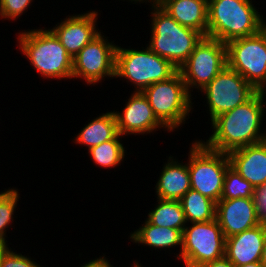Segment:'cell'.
Listing matches in <instances>:
<instances>
[{"instance_id": "cell-1", "label": "cell", "mask_w": 266, "mask_h": 267, "mask_svg": "<svg viewBox=\"0 0 266 267\" xmlns=\"http://www.w3.org/2000/svg\"><path fill=\"white\" fill-rule=\"evenodd\" d=\"M264 116L266 99L262 91H257L247 102L215 117L209 123L212 134L200 141L207 148L226 154L260 143L266 140Z\"/></svg>"}, {"instance_id": "cell-2", "label": "cell", "mask_w": 266, "mask_h": 267, "mask_svg": "<svg viewBox=\"0 0 266 267\" xmlns=\"http://www.w3.org/2000/svg\"><path fill=\"white\" fill-rule=\"evenodd\" d=\"M120 1V0H119ZM132 4L149 3L150 33L146 44L154 53L170 61L177 69L189 58L203 35L192 28L179 24L154 0H122Z\"/></svg>"}, {"instance_id": "cell-3", "label": "cell", "mask_w": 266, "mask_h": 267, "mask_svg": "<svg viewBox=\"0 0 266 267\" xmlns=\"http://www.w3.org/2000/svg\"><path fill=\"white\" fill-rule=\"evenodd\" d=\"M17 33L18 49L40 77L47 80L72 79L73 59L49 28L25 29Z\"/></svg>"}, {"instance_id": "cell-4", "label": "cell", "mask_w": 266, "mask_h": 267, "mask_svg": "<svg viewBox=\"0 0 266 267\" xmlns=\"http://www.w3.org/2000/svg\"><path fill=\"white\" fill-rule=\"evenodd\" d=\"M253 2L256 1L208 0L207 37L227 43L259 33L264 28V16Z\"/></svg>"}, {"instance_id": "cell-5", "label": "cell", "mask_w": 266, "mask_h": 267, "mask_svg": "<svg viewBox=\"0 0 266 267\" xmlns=\"http://www.w3.org/2000/svg\"><path fill=\"white\" fill-rule=\"evenodd\" d=\"M142 48V50H141ZM124 48L117 44L115 78L134 86L133 92H142L151 84L173 76L178 69L149 47Z\"/></svg>"}, {"instance_id": "cell-6", "label": "cell", "mask_w": 266, "mask_h": 267, "mask_svg": "<svg viewBox=\"0 0 266 267\" xmlns=\"http://www.w3.org/2000/svg\"><path fill=\"white\" fill-rule=\"evenodd\" d=\"M142 93L154 115L170 132L181 130L194 111L193 97L179 71L167 80L151 84Z\"/></svg>"}, {"instance_id": "cell-7", "label": "cell", "mask_w": 266, "mask_h": 267, "mask_svg": "<svg viewBox=\"0 0 266 267\" xmlns=\"http://www.w3.org/2000/svg\"><path fill=\"white\" fill-rule=\"evenodd\" d=\"M188 152L191 189L216 203L221 199L224 176L230 166L226 153L207 148L200 139L192 141Z\"/></svg>"}, {"instance_id": "cell-8", "label": "cell", "mask_w": 266, "mask_h": 267, "mask_svg": "<svg viewBox=\"0 0 266 267\" xmlns=\"http://www.w3.org/2000/svg\"><path fill=\"white\" fill-rule=\"evenodd\" d=\"M227 66L237 71L257 91L266 89V17L264 28L249 37L226 43Z\"/></svg>"}, {"instance_id": "cell-9", "label": "cell", "mask_w": 266, "mask_h": 267, "mask_svg": "<svg viewBox=\"0 0 266 267\" xmlns=\"http://www.w3.org/2000/svg\"><path fill=\"white\" fill-rule=\"evenodd\" d=\"M226 66V43L203 36L178 71L182 75L188 93L193 96L194 89L199 93Z\"/></svg>"}, {"instance_id": "cell-10", "label": "cell", "mask_w": 266, "mask_h": 267, "mask_svg": "<svg viewBox=\"0 0 266 267\" xmlns=\"http://www.w3.org/2000/svg\"><path fill=\"white\" fill-rule=\"evenodd\" d=\"M225 236L215 219L187 223L182 232L181 260L183 267H200L225 256Z\"/></svg>"}, {"instance_id": "cell-11", "label": "cell", "mask_w": 266, "mask_h": 267, "mask_svg": "<svg viewBox=\"0 0 266 267\" xmlns=\"http://www.w3.org/2000/svg\"><path fill=\"white\" fill-rule=\"evenodd\" d=\"M101 31L73 59L72 79H81L86 85L95 86L115 78V41Z\"/></svg>"}, {"instance_id": "cell-12", "label": "cell", "mask_w": 266, "mask_h": 267, "mask_svg": "<svg viewBox=\"0 0 266 267\" xmlns=\"http://www.w3.org/2000/svg\"><path fill=\"white\" fill-rule=\"evenodd\" d=\"M256 92L237 71L226 66L200 91L206 98L208 121L247 102Z\"/></svg>"}, {"instance_id": "cell-13", "label": "cell", "mask_w": 266, "mask_h": 267, "mask_svg": "<svg viewBox=\"0 0 266 267\" xmlns=\"http://www.w3.org/2000/svg\"><path fill=\"white\" fill-rule=\"evenodd\" d=\"M121 109L114 110L117 120V130L124 138L131 135H152L161 128L171 133L154 115L148 100L142 92H133Z\"/></svg>"}, {"instance_id": "cell-14", "label": "cell", "mask_w": 266, "mask_h": 267, "mask_svg": "<svg viewBox=\"0 0 266 267\" xmlns=\"http://www.w3.org/2000/svg\"><path fill=\"white\" fill-rule=\"evenodd\" d=\"M98 13L96 10H89L83 14H71L61 19L52 28H49L60 40L61 45L66 49L72 59L101 31L97 25Z\"/></svg>"}, {"instance_id": "cell-15", "label": "cell", "mask_w": 266, "mask_h": 267, "mask_svg": "<svg viewBox=\"0 0 266 267\" xmlns=\"http://www.w3.org/2000/svg\"><path fill=\"white\" fill-rule=\"evenodd\" d=\"M216 220L225 238L260 225L253 198L220 199L216 203Z\"/></svg>"}, {"instance_id": "cell-16", "label": "cell", "mask_w": 266, "mask_h": 267, "mask_svg": "<svg viewBox=\"0 0 266 267\" xmlns=\"http://www.w3.org/2000/svg\"><path fill=\"white\" fill-rule=\"evenodd\" d=\"M266 226L258 225L225 240V257L235 266L260 261Z\"/></svg>"}, {"instance_id": "cell-17", "label": "cell", "mask_w": 266, "mask_h": 267, "mask_svg": "<svg viewBox=\"0 0 266 267\" xmlns=\"http://www.w3.org/2000/svg\"><path fill=\"white\" fill-rule=\"evenodd\" d=\"M230 166L254 187L266 183V140L227 154Z\"/></svg>"}, {"instance_id": "cell-18", "label": "cell", "mask_w": 266, "mask_h": 267, "mask_svg": "<svg viewBox=\"0 0 266 267\" xmlns=\"http://www.w3.org/2000/svg\"><path fill=\"white\" fill-rule=\"evenodd\" d=\"M167 158L153 188L155 197L179 201L191 189L188 158L186 162L178 161L172 155Z\"/></svg>"}, {"instance_id": "cell-19", "label": "cell", "mask_w": 266, "mask_h": 267, "mask_svg": "<svg viewBox=\"0 0 266 267\" xmlns=\"http://www.w3.org/2000/svg\"><path fill=\"white\" fill-rule=\"evenodd\" d=\"M142 226L136 230L131 231L130 241L133 244H138L141 247L148 246V248H152L155 250L160 249V251L164 250L166 254V250L172 251L175 249L177 253H168L174 254L177 259L181 260V250H182V231L178 229H173L169 227H161L151 224L147 219L144 221ZM178 248V249H177ZM179 252V253H178Z\"/></svg>"}, {"instance_id": "cell-20", "label": "cell", "mask_w": 266, "mask_h": 267, "mask_svg": "<svg viewBox=\"0 0 266 267\" xmlns=\"http://www.w3.org/2000/svg\"><path fill=\"white\" fill-rule=\"evenodd\" d=\"M179 24L192 28L207 36V0H154Z\"/></svg>"}, {"instance_id": "cell-21", "label": "cell", "mask_w": 266, "mask_h": 267, "mask_svg": "<svg viewBox=\"0 0 266 267\" xmlns=\"http://www.w3.org/2000/svg\"><path fill=\"white\" fill-rule=\"evenodd\" d=\"M118 134L117 120L114 110L101 113L84 125L79 133L72 139L74 144L85 146L88 150L92 147L112 140Z\"/></svg>"}, {"instance_id": "cell-22", "label": "cell", "mask_w": 266, "mask_h": 267, "mask_svg": "<svg viewBox=\"0 0 266 267\" xmlns=\"http://www.w3.org/2000/svg\"><path fill=\"white\" fill-rule=\"evenodd\" d=\"M155 207L147 213V220L156 226L178 229L183 232L187 225L180 201L156 199Z\"/></svg>"}, {"instance_id": "cell-23", "label": "cell", "mask_w": 266, "mask_h": 267, "mask_svg": "<svg viewBox=\"0 0 266 267\" xmlns=\"http://www.w3.org/2000/svg\"><path fill=\"white\" fill-rule=\"evenodd\" d=\"M187 223L208 222L216 218V202L190 189L179 200Z\"/></svg>"}, {"instance_id": "cell-24", "label": "cell", "mask_w": 266, "mask_h": 267, "mask_svg": "<svg viewBox=\"0 0 266 267\" xmlns=\"http://www.w3.org/2000/svg\"><path fill=\"white\" fill-rule=\"evenodd\" d=\"M122 135L119 133L112 139L106 142H103L100 145L92 147L87 150V154H89L93 163L98 165L100 168L112 170V168L121 166L124 164V158L127 154L126 147H124V143H122Z\"/></svg>"}, {"instance_id": "cell-25", "label": "cell", "mask_w": 266, "mask_h": 267, "mask_svg": "<svg viewBox=\"0 0 266 267\" xmlns=\"http://www.w3.org/2000/svg\"><path fill=\"white\" fill-rule=\"evenodd\" d=\"M20 198L19 189L14 186L0 192V243L9 244L6 233L16 218L14 213L18 208Z\"/></svg>"}, {"instance_id": "cell-26", "label": "cell", "mask_w": 266, "mask_h": 267, "mask_svg": "<svg viewBox=\"0 0 266 267\" xmlns=\"http://www.w3.org/2000/svg\"><path fill=\"white\" fill-rule=\"evenodd\" d=\"M254 186L231 166L226 170L221 199L252 198Z\"/></svg>"}, {"instance_id": "cell-27", "label": "cell", "mask_w": 266, "mask_h": 267, "mask_svg": "<svg viewBox=\"0 0 266 267\" xmlns=\"http://www.w3.org/2000/svg\"><path fill=\"white\" fill-rule=\"evenodd\" d=\"M34 0H0V19L15 21L31 8Z\"/></svg>"}, {"instance_id": "cell-28", "label": "cell", "mask_w": 266, "mask_h": 267, "mask_svg": "<svg viewBox=\"0 0 266 267\" xmlns=\"http://www.w3.org/2000/svg\"><path fill=\"white\" fill-rule=\"evenodd\" d=\"M1 267H44L34 261L31 256L17 253L11 247L4 253Z\"/></svg>"}, {"instance_id": "cell-29", "label": "cell", "mask_w": 266, "mask_h": 267, "mask_svg": "<svg viewBox=\"0 0 266 267\" xmlns=\"http://www.w3.org/2000/svg\"><path fill=\"white\" fill-rule=\"evenodd\" d=\"M252 198L258 223L266 226V183L254 187Z\"/></svg>"}, {"instance_id": "cell-30", "label": "cell", "mask_w": 266, "mask_h": 267, "mask_svg": "<svg viewBox=\"0 0 266 267\" xmlns=\"http://www.w3.org/2000/svg\"><path fill=\"white\" fill-rule=\"evenodd\" d=\"M102 254V256L99 255V257H96L95 259H91L87 262L85 261V263L79 267H114L110 260L105 257L106 255L104 253Z\"/></svg>"}, {"instance_id": "cell-31", "label": "cell", "mask_w": 266, "mask_h": 267, "mask_svg": "<svg viewBox=\"0 0 266 267\" xmlns=\"http://www.w3.org/2000/svg\"><path fill=\"white\" fill-rule=\"evenodd\" d=\"M200 267H235V265L223 256L222 258L216 259L212 262L205 263Z\"/></svg>"}, {"instance_id": "cell-32", "label": "cell", "mask_w": 266, "mask_h": 267, "mask_svg": "<svg viewBox=\"0 0 266 267\" xmlns=\"http://www.w3.org/2000/svg\"><path fill=\"white\" fill-rule=\"evenodd\" d=\"M10 248L8 244L0 243V267L2 265V259L4 256V253Z\"/></svg>"}, {"instance_id": "cell-33", "label": "cell", "mask_w": 266, "mask_h": 267, "mask_svg": "<svg viewBox=\"0 0 266 267\" xmlns=\"http://www.w3.org/2000/svg\"><path fill=\"white\" fill-rule=\"evenodd\" d=\"M260 262L266 267V235H265V242H264V247L261 253Z\"/></svg>"}, {"instance_id": "cell-34", "label": "cell", "mask_w": 266, "mask_h": 267, "mask_svg": "<svg viewBox=\"0 0 266 267\" xmlns=\"http://www.w3.org/2000/svg\"><path fill=\"white\" fill-rule=\"evenodd\" d=\"M235 267H265V266L260 261H257V262H252L249 264H245L242 266H235Z\"/></svg>"}, {"instance_id": "cell-35", "label": "cell", "mask_w": 266, "mask_h": 267, "mask_svg": "<svg viewBox=\"0 0 266 267\" xmlns=\"http://www.w3.org/2000/svg\"><path fill=\"white\" fill-rule=\"evenodd\" d=\"M132 263V267H144L143 265H141V263L139 264V261H137V259L135 261H133Z\"/></svg>"}, {"instance_id": "cell-36", "label": "cell", "mask_w": 266, "mask_h": 267, "mask_svg": "<svg viewBox=\"0 0 266 267\" xmlns=\"http://www.w3.org/2000/svg\"><path fill=\"white\" fill-rule=\"evenodd\" d=\"M262 92H263L265 99H266V90H263Z\"/></svg>"}]
</instances>
